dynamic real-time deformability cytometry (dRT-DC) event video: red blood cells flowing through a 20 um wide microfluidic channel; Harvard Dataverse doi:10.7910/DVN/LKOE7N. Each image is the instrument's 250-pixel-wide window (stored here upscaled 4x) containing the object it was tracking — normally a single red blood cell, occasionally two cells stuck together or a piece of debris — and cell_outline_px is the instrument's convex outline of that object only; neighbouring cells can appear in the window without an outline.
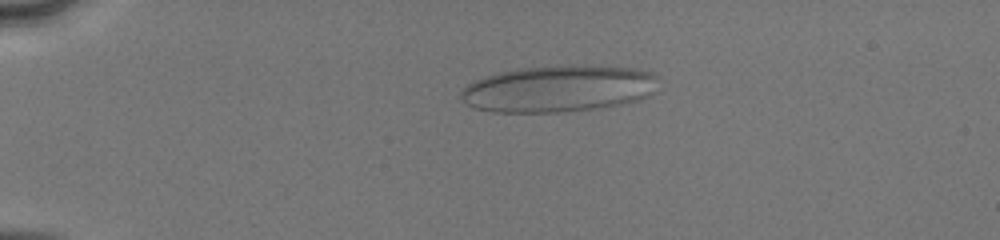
{"species": "human", "species_latin": "Homo sapiens", "temperature_condition": "cold", "stored_images_in_passage": 50, "camera_frame_rate_fps": 3000, "um_per_image_px": 0.085, "donor": {"sex": "male"}, "frame": {"image": 1, "passage_image": 12, "time_ms": 3.667, "image_size_px": [1000, 240], "cell_outline_px": [[656, 92], [640, 100], [620, 104], [596, 108], [564, 112], [492, 112], [476, 108], [460, 100], [460, 92], [468, 84], [476, 80], [500, 72], [520, 68], [632, 68], [652, 72], [656, 76]], "centroid_in_image_um": [47.45, 7.59], "position_along_channel_um": 37.5, "area_um2": 52.25}}
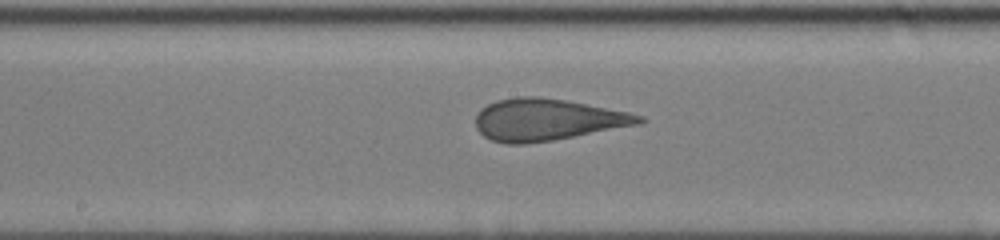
{"frame": {"image": 2, "passage_image": 28, "time_ms": 9.0, "image_size_px": [1000, 240], "cell_outline_px": [[648, 120], [640, 124], [552, 140], [524, 144], [508, 144], [492, 140], [484, 136], [476, 128], [476, 116], [480, 108], [496, 100], [516, 96], [540, 96], [564, 100], [628, 112], [644, 116]], "centroid_in_image_um": [46.49, 10.16], "position_along_channel_um": 201.7, "area_um2": 39.71}}
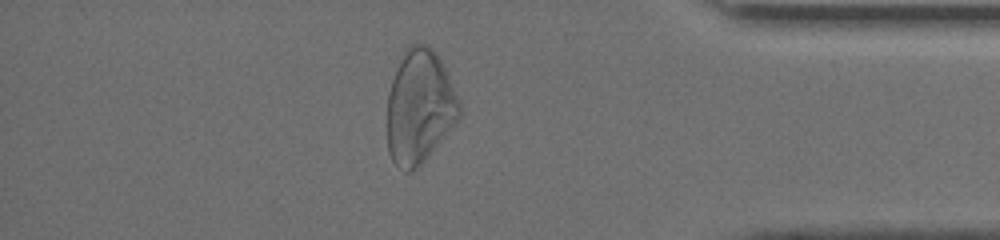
{"frame": {"image": 3, "passage_image": 44, "time_ms": 14.333, "image_size_px": [1000, 240], "cell_outline_px": [[460, 116], [428, 156], [412, 172], [404, 172], [392, 160], [388, 152], [388, 92], [396, 68], [404, 48], [412, 44], [428, 44], [436, 52], [448, 76], [460, 104]], "centroid_in_image_um": [35.63, 9.06], "position_along_channel_um": 399.6, "area_um2": 47.4}, "authors_computed_cell_mechanics": {"area_um2": 47.107, "velocity_mm_per_s": 4.1308, "shape_relaxation_time_tau1_ms": 9.3682, "shape_relaxation_time_tau2_ms": 0.8278, "deformation_change_tau1": 0.2085, "deformation_change_tau2": 0.0664}}